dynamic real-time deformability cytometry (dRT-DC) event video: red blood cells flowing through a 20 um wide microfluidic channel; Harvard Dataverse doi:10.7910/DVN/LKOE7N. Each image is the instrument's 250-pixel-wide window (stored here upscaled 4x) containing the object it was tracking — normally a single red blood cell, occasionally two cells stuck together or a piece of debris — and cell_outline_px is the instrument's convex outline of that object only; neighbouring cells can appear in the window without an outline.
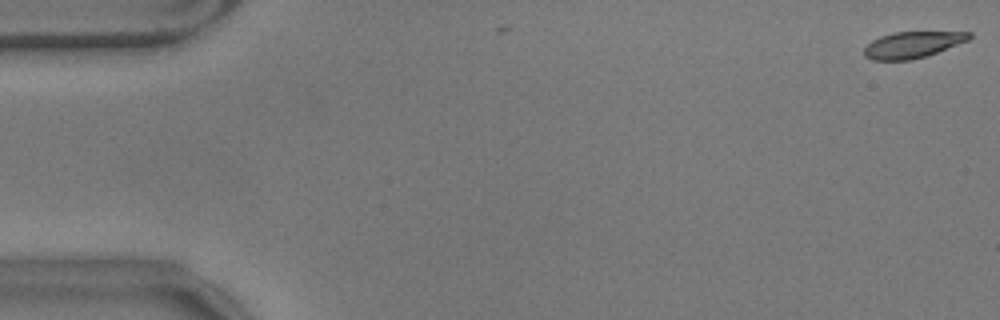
{"species": "common noctule bat (a hibernating species)", "species_latin": "Nyctalus noctula", "temperature_condition": "warm", "stored_images_in_passage": 5, "camera_frame_rate_fps": 3000, "um_per_image_px": 0.085, "animal": {"sex": "male", "body_mass_g": 17.9}, "frame": {"image": 1, "passage_image": 1, "time_ms": 0.0, "image_size_px": [1000, 320], "cell_outline_px": [[972, 36], [968, 40], [936, 52], [912, 60], [872, 60], [864, 56], [864, 48], [872, 40], [880, 36], [892, 32], [972, 32]], "centroid_in_image_um": [77.52, 3.8], "position_along_channel_um": 7.5, "area_um2": 15.95}}